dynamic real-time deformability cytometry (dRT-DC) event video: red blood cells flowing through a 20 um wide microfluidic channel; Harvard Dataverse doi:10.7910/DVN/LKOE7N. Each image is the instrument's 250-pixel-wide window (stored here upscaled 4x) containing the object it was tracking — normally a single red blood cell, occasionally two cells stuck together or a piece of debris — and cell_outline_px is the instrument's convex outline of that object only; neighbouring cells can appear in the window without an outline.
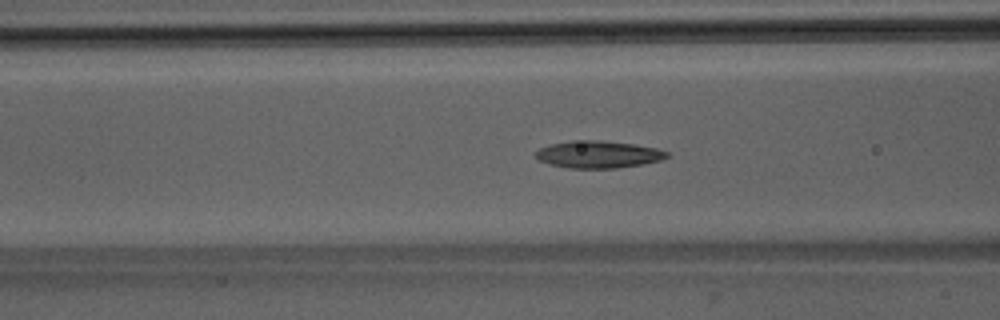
{"species": "Egyptian fruit bat (a non-hibernating species)", "species_latin": "Rousettus aegyptiacus", "temperature_condition": "room temperature", "stored_images_in_passage": 46, "segment_of_instrument_passage": [1, 2], "camera_frame_rate_fps": 3000, "um_per_image_px": 0.085, "animal": {"sex": "male"}, "frame": {"image": 1, "passage_image": 14, "time_ms": 4.333, "image_size_px": [1000, 320], "cell_outline_px": [[668, 156], [660, 160], [644, 164], [616, 168], [568, 168], [548, 164], [540, 160], [536, 156], [536, 152], [540, 148], [548, 144], [572, 140], [600, 140], [636, 144], [656, 148], [668, 152]], "centroid_in_image_um": [50.84, 13.12], "position_along_channel_um": 115.8, "area_um2": 20.87}}
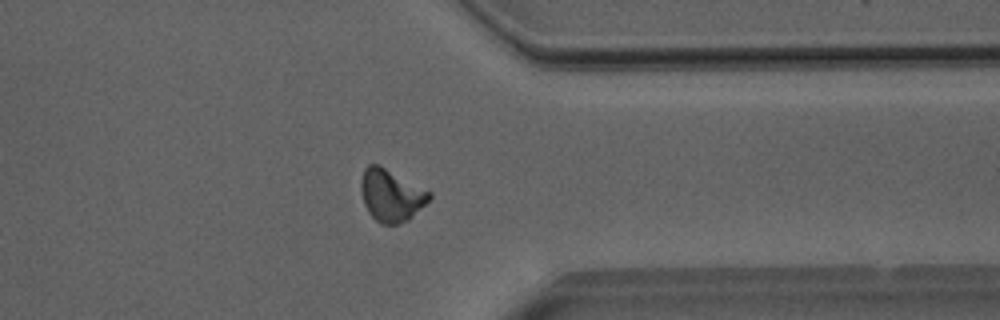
{"frame": {"image": 2, "passage_image": 34, "time_ms": 11.0, "image_size_px": [1000, 320], "cell_outline_px": [[432, 196], [408, 220], [396, 224], [380, 224], [368, 212], [364, 204], [360, 184], [364, 168], [368, 164], [380, 164], [432, 192]], "centroid_in_image_um": [33.23, 16.57], "position_along_channel_um": 378.2, "area_um2": 20.75}}
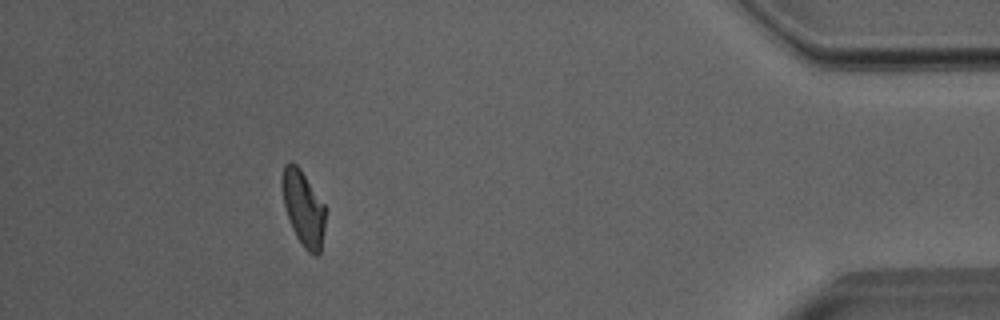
{"frame": {"image": 3, "passage_image": 40, "time_ms": 13.0, "image_size_px": [1000, 320], "cell_outline_px": [[328, 208], [320, 252], [316, 256], [312, 256], [304, 248], [296, 236], [292, 228], [284, 204], [280, 184], [280, 180], [284, 164], [292, 160], [300, 168]], "centroid_in_image_um": [25.8, 17.67], "position_along_channel_um": 409.4, "area_um2": 19.54}}